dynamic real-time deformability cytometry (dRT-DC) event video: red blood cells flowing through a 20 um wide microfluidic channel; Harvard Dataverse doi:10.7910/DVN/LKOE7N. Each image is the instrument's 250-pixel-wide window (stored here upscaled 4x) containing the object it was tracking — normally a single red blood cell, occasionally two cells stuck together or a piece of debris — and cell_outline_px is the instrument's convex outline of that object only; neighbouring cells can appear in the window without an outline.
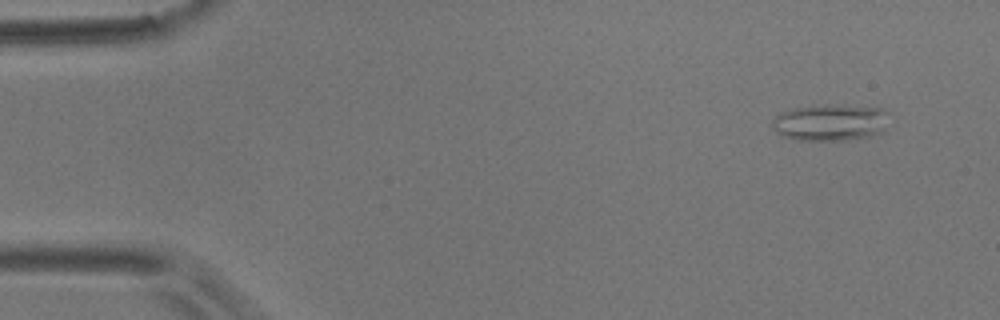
{"species": "common noctule bat (a hibernating species)", "species_latin": "Nyctalus noctula", "temperature_condition": "room temperature", "stored_images_in_passage": 14, "camera_frame_rate_fps": 3000, "um_per_image_px": 0.085, "animal": {"sex": "male", "body_mass_g": 17.9}, "frame": {"image": 1, "passage_image": 1, "time_ms": 0.0, "image_size_px": [1000, 320], "cell_outline_px": [[884, 132], [872, 136], [844, 140], [800, 140], [780, 136], [772, 128], [772, 120], [780, 112], [792, 108], [824, 104], [836, 104], [880, 108], [884, 112]], "centroid_in_image_um": [70.49, 10.41], "position_along_channel_um": 14.5, "area_um2": 24.97}}
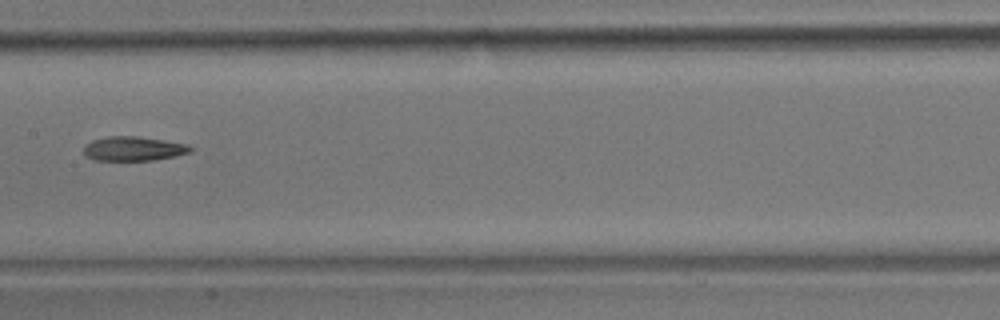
{"frame": {"image": 2, "passage_image": 7, "time_ms": 2.0, "image_size_px": [1000, 320], "cell_outline_px": [[196, 148], [192, 152], [176, 156], [152, 160], [92, 160], [84, 156], [84, 144], [92, 140], [108, 136], [136, 136], [188, 144]], "centroid_in_image_um": [11.35, 12.64], "position_along_channel_um": 196.0, "area_um2": 15.32}}
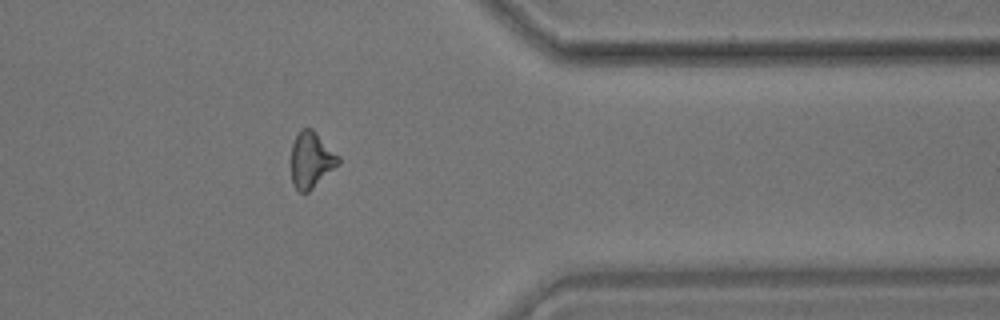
{"frame": {"image": 3, "passage_image": 12, "time_ms": 3.667, "image_size_px": [1000, 320], "cell_outline_px": [[340, 164], [308, 192], [300, 192], [292, 184], [292, 144], [300, 128], [312, 128], [340, 156]], "centroid_in_image_um": [26.48, 13.58], "position_along_channel_um": 384.9, "area_um2": 15.43}}